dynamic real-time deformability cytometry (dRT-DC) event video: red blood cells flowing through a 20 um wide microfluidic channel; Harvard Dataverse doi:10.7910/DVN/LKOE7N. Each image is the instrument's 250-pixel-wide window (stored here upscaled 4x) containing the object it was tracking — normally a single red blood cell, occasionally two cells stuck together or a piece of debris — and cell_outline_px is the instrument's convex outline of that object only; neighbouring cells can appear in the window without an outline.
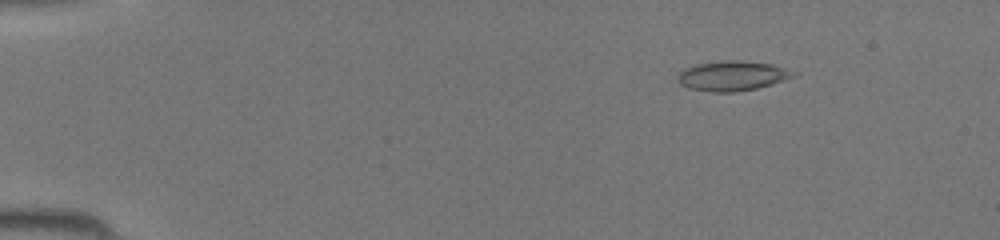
{"species": "common noctule bat (a hibernating species)", "species_latin": "Nyctalus noctula", "temperature_condition": "room temperature", "stored_images_in_passage": 46, "camera_frame_rate_fps": 3000, "um_per_image_px": 0.085, "animal": {"sex": "female", "body_mass_g": 19.5, "forearm_length_mm": 54.1}, "frame": {"image": 1, "passage_image": 7, "time_ms": 2.0, "image_size_px": [1000, 240], "cell_outline_px": [[800, 72], [796, 76], [772, 84], [756, 88], [736, 92], [712, 92], [688, 88], [680, 84], [676, 80], [676, 76], [684, 68], [696, 64], [724, 60], [740, 60], [772, 64]], "centroid_in_image_um": [62.25, 6.44], "position_along_channel_um": 22.7, "area_um2": 20.4}}
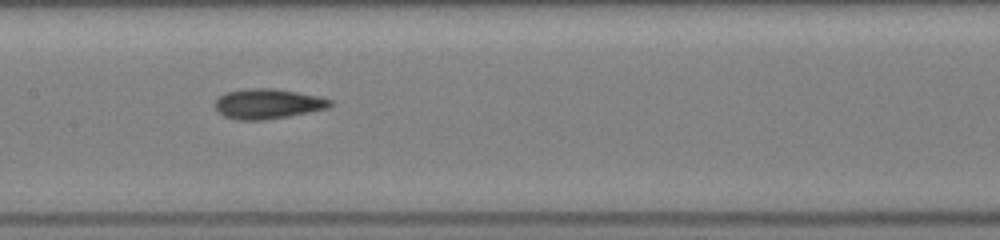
{"frame": {"image": 2, "passage_image": 24, "time_ms": 7.667, "image_size_px": [1000, 240], "cell_outline_px": [[332, 104], [328, 108], [288, 116], [264, 120], [236, 120], [224, 116], [216, 112], [216, 100], [224, 92], [252, 88], [272, 88], [320, 96], [332, 100]], "centroid_in_image_um": [22.74, 8.83], "position_along_channel_um": 184.7, "area_um2": 20.11}}
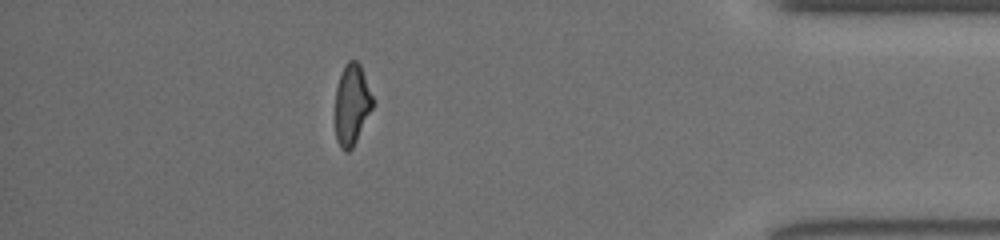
{"frame": {"image": 3, "passage_image": 41, "time_ms": 13.333, "image_size_px": [1000, 240], "cell_outline_px": [[372, 108], [352, 148], [348, 152], [344, 152], [340, 148], [336, 140], [336, 88], [344, 64], [348, 60], [356, 60], [360, 64], [372, 96]], "centroid_in_image_um": [29.88, 8.89], "position_along_channel_um": 405.3, "area_um2": 17.34}}